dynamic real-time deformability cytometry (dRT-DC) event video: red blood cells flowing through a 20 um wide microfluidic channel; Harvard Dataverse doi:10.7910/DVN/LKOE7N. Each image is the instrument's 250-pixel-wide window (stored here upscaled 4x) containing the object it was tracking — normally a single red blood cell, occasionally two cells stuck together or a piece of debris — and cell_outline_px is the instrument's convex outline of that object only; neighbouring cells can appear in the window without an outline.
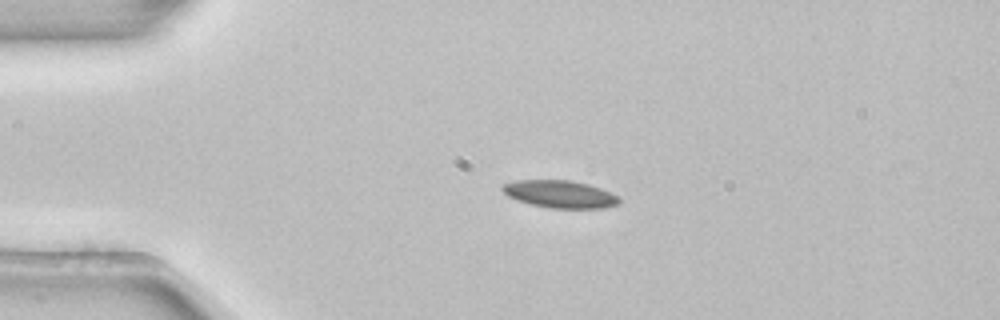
{"species": "common noctule bat (a hibernating species)", "species_latin": "Nyctalus noctula", "temperature_condition": "room temperature", "stored_images_in_passage": 42, "camera_frame_rate_fps": 3000, "um_per_image_px": 0.085, "animal": {"sex": "female", "body_mass_g": 22.7, "forearm_length_mm": 54.2}, "frame": {"image": 1, "passage_image": 1, "time_ms": 0.0, "image_size_px": [1000, 320], "cell_outline_px": [[620, 204], [604, 208], [548, 208], [516, 200], [508, 196], [500, 188], [500, 184], [516, 180], [572, 180], [588, 184], [612, 192], [620, 200]], "centroid_in_image_um": [47.58, 16.49], "position_along_channel_um": 37.4, "area_um2": 18.84}}
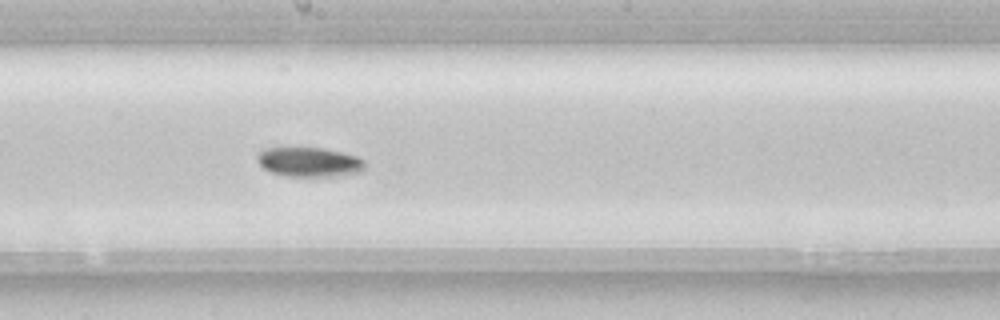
{"frame": {"image": 2, "passage_image": 18, "time_ms": 5.667, "image_size_px": [1000, 320], "cell_outline_px": [[364, 168], [360, 172], [340, 176], [284, 176], [272, 172], [264, 168], [256, 160], [256, 156], [264, 148], [324, 148], [356, 156], [364, 160]], "centroid_in_image_um": [26.28, 13.78], "position_along_channel_um": 221.9, "area_um2": 18.44}}
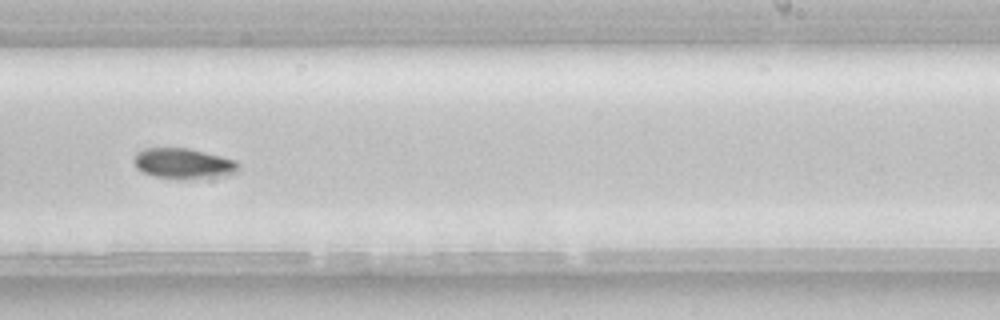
{"frame": {"image": 3, "passage_image": 22, "time_ms": 7.0, "image_size_px": [1000, 320], "cell_outline_px": [[240, 168], [236, 172], [228, 176], [152, 176], [136, 168], [132, 160], [136, 152], [144, 148], [188, 148], [236, 160], [240, 164]], "centroid_in_image_um": [15.57, 13.85], "position_along_channel_um": 273.4, "area_um2": 17.92}}